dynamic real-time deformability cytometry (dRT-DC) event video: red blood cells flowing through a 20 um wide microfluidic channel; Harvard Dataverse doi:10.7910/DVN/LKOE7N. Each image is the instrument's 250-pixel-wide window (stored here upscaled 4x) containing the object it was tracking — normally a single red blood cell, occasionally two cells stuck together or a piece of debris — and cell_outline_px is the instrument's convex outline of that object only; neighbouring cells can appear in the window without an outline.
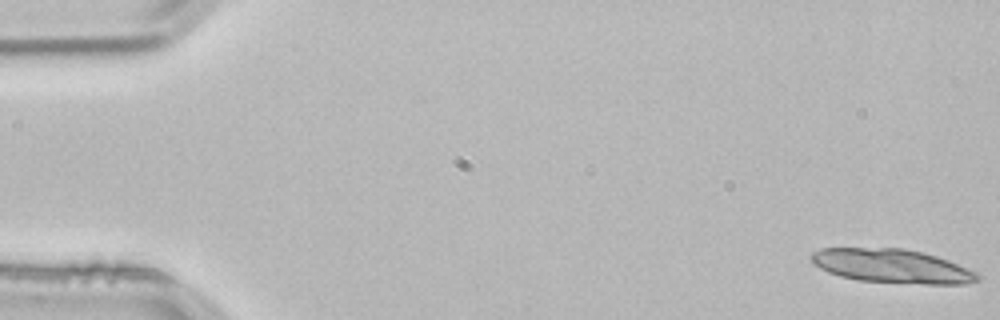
{"species": "common noctule bat (a hibernating species)", "species_latin": "Nyctalus noctula", "temperature_condition": "room temperature", "stored_images_in_passage": 15, "camera_frame_rate_fps": 3000, "um_per_image_px": 0.085, "animal": {"sex": "male", "body_mass_g": 21.5, "forearm_length_mm": 52.0}, "frame": {"image": 1, "passage_image": 1, "time_ms": 0.0, "image_size_px": [1000, 320], "cell_outline_px": [[980, 276], [976, 280], [964, 284], [924, 284], [860, 280], [840, 276], [828, 272], [812, 264], [808, 256], [812, 252], [820, 248], [904, 248], [924, 252], [948, 260], [968, 268], [976, 272]], "centroid_in_image_um": [75.77, 22.6], "position_along_channel_um": 9.2, "area_um2": 32.89}}